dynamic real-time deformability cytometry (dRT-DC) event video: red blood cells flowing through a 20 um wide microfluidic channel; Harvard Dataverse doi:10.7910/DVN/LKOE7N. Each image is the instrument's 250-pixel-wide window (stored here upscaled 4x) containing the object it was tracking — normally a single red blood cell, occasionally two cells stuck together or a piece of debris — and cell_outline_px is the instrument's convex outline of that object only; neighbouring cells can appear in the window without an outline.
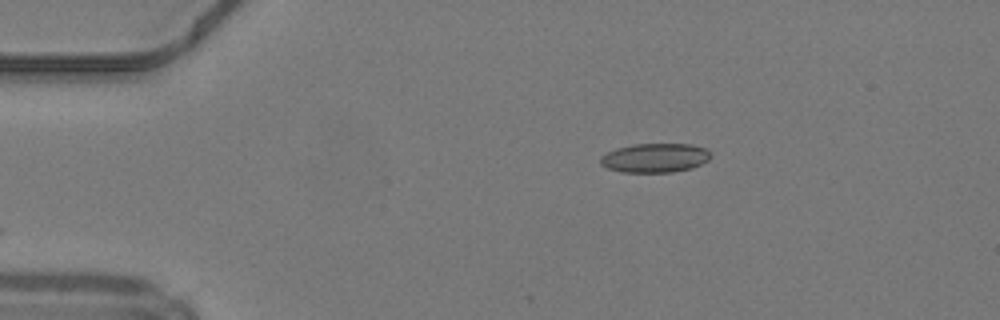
{"species": "common noctule bat (a hibernating species)", "species_latin": "Nyctalus noctula", "temperature_condition": "warm", "stored_images_in_passage": 41, "camera_frame_rate_fps": 3000, "um_per_image_px": 0.085, "animal": {"sex": "male", "body_mass_g": 19.2, "forearm_length_mm": 51.8}, "frame": {"image": 1, "passage_image": 1, "time_ms": 0.0, "image_size_px": [1000, 320], "cell_outline_px": [[712, 156], [708, 160], [692, 168], [672, 172], [620, 172], [608, 168], [600, 164], [600, 156], [616, 148], [632, 144], [692, 144], [708, 148], [712, 152]], "centroid_in_image_um": [55.7, 13.41], "position_along_channel_um": 29.3, "area_um2": 18.96}}
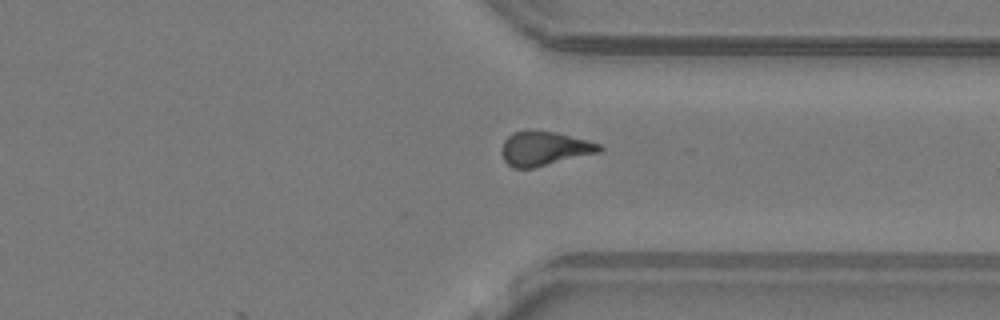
{"frame": {"image": 2, "passage_image": 29, "time_ms": 9.333, "image_size_px": [1000, 320], "cell_outline_px": [[604, 148], [600, 152], [532, 168], [512, 168], [504, 160], [500, 152], [504, 140], [512, 132], [556, 132], [600, 144]], "centroid_in_image_um": [46.25, 12.65], "position_along_channel_um": 365.2, "area_um2": 19.07}}
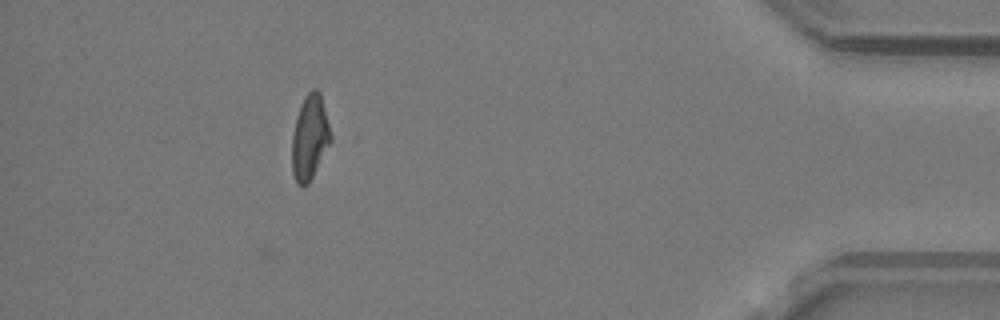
{"frame": {"image": 3, "passage_image": 36, "time_ms": 11.667, "image_size_px": [1000, 320], "cell_outline_px": [[332, 140], [308, 184], [296, 184], [292, 172], [292, 136], [300, 104], [304, 96], [312, 88], [316, 88], [320, 92], [332, 136]], "centroid_in_image_um": [26.33, 11.66], "position_along_channel_um": 408.9, "area_um2": 19.02}, "authors_computed_cell_mechanics": {"area_um2": 19.074, "velocity_mm_per_s": 4.245, "shape_relaxation_time_tau1_ms": null, "shape_relaxation_time_tau2_ms": 3.7393, "deformation_change_tau1": null, "deformation_change_tau2": 0.1362}}